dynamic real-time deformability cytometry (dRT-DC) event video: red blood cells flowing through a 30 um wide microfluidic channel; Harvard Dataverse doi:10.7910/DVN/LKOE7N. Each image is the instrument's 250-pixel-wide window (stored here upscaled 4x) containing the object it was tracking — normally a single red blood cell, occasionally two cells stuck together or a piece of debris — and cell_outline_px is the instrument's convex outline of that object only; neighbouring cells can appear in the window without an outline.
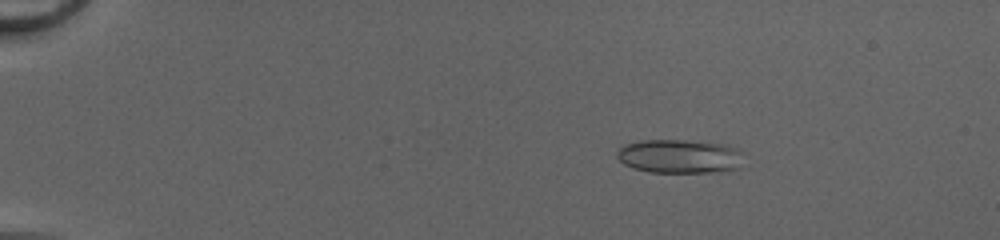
{"species": "common noctule bat (a hibernating species)", "species_latin": "Nyctalus noctula", "temperature_condition": "cold", "stored_images_in_passage": 51, "camera_frame_rate_fps": 3000, "um_per_image_px": 0.085, "animal": {"sex": "female", "body_mass_g": 20.0, "forearm_length_mm": 54.0}, "frame": {"image": 1, "passage_image": 10, "time_ms": 3.0, "image_size_px": [1000, 240], "cell_outline_px": [[748, 152], [740, 168], [712, 172], [648, 172], [632, 168], [624, 164], [616, 156], [616, 152], [624, 144], [640, 140], [684, 140], [724, 144], [740, 148]], "centroid_in_image_um": [57.85, 13.28], "position_along_channel_um": 27.2, "area_um2": 25.61}}
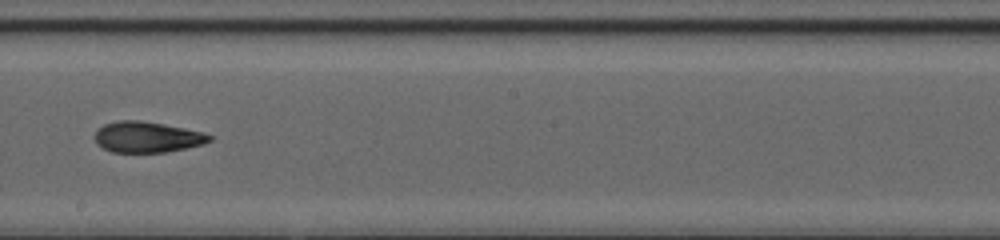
{"frame": {"image": 2, "passage_image": 32, "time_ms": 10.333, "image_size_px": [1000, 240], "cell_outline_px": [[212, 140], [204, 144], [164, 152], [112, 152], [96, 144], [92, 136], [104, 124], [116, 120], [140, 120], [164, 124], [204, 132], [212, 136]], "centroid_in_image_um": [12.48, 11.64], "position_along_channel_um": 235.7, "area_um2": 20.69}}
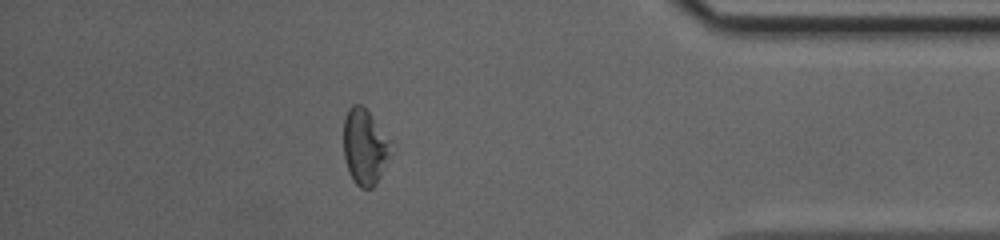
{"frame": {"image": 3, "passage_image": 46, "time_ms": 15.0, "image_size_px": [1000, 240], "cell_outline_px": [[392, 140], [388, 156], [380, 176], [376, 184], [372, 188], [360, 188], [352, 180], [348, 172], [344, 156], [344, 116], [348, 108], [352, 104], [360, 104], [372, 116]], "centroid_in_image_um": [30.98, 12.47], "position_along_channel_um": 404.2, "area_um2": 20.87}, "authors_computed_cell_mechanics": {"area_um2": 21.7906, "velocity_mm_per_s": 4.2172, "shape_relaxation_time_tau1_ms": null, "shape_relaxation_time_tau2_ms": 3.6486, "deformation_change_tau1": null, "deformation_change_tau2": 0.1076}}